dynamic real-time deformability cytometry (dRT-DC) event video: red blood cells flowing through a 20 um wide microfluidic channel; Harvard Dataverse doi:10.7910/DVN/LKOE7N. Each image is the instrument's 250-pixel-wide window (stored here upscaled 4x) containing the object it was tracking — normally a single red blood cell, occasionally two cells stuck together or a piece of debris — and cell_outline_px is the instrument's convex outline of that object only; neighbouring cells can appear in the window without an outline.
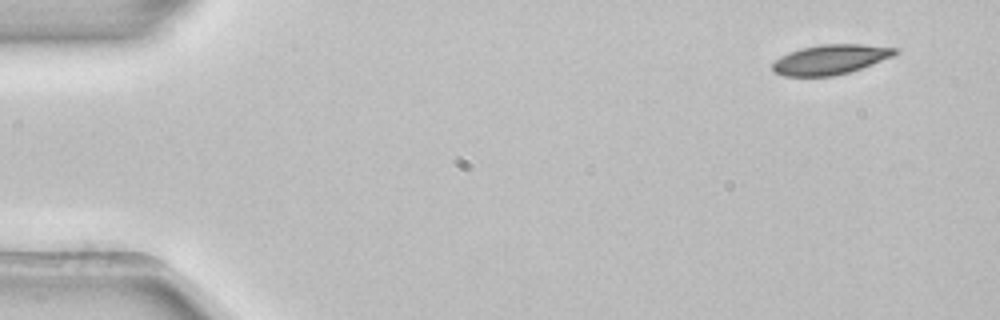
{"species": "common noctule bat (a hibernating species)", "species_latin": "Nyctalus noctula", "temperature_condition": "room temperature", "stored_images_in_passage": 3, "camera_frame_rate_fps": 3000, "um_per_image_px": 0.085, "animal": {"sex": "female", "body_mass_g": 22.7, "forearm_length_mm": 54.2}, "frame": {"image": 1, "passage_image": 1, "time_ms": 0.0, "image_size_px": [1000, 320], "cell_outline_px": [[900, 52], [892, 56], [872, 64], [848, 72], [832, 76], [784, 76], [772, 72], [772, 64], [780, 56], [788, 52], [800, 48], [820, 44], [860, 44], [900, 48]], "centroid_in_image_um": [70.56, 5.05], "position_along_channel_um": 14.4, "area_um2": 21.33}}
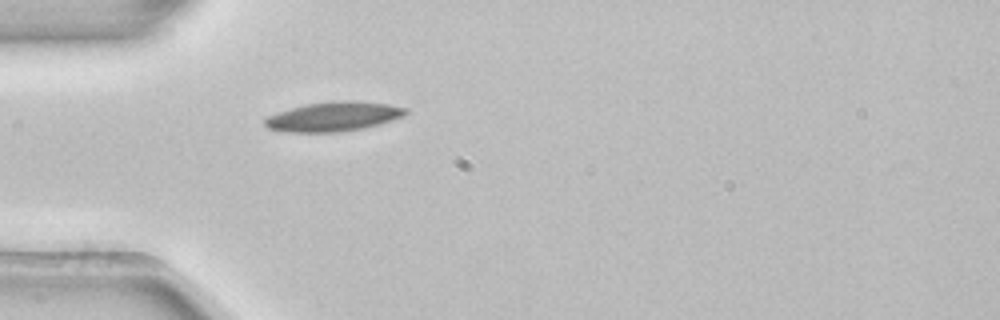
{"frame": {"image": 2, "passage_image": 3, "time_ms": 0.667, "image_size_px": [1000, 320], "cell_outline_px": [[408, 112], [404, 116], [380, 124], [364, 128], [340, 132], [280, 132], [268, 128], [264, 124], [264, 116], [276, 112], [308, 104], [340, 100], [360, 100], [388, 104], [408, 108]], "centroid_in_image_um": [28.34, 9.91], "position_along_channel_um": 56.7, "area_um2": 24.51}}